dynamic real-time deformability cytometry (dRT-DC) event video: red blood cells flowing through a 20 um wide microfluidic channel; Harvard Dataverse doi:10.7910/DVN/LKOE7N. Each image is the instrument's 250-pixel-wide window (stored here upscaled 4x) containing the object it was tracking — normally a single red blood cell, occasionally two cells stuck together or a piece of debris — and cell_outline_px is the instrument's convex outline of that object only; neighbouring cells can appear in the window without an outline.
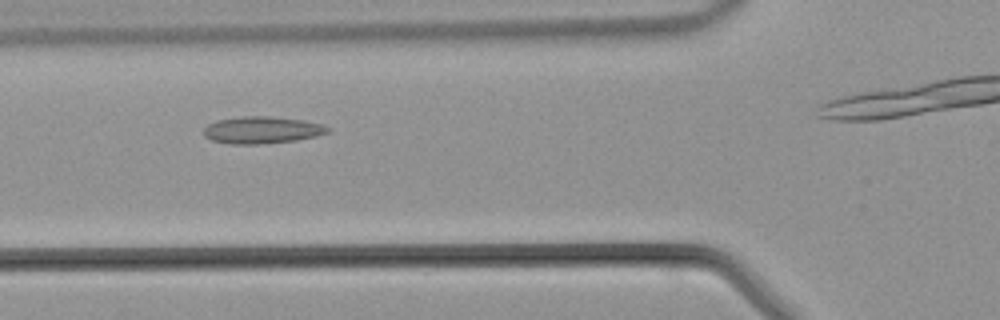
{"species": "common noctule bat (a hibernating species)", "species_latin": "Nyctalus noctula", "temperature_condition": "warm", "stored_images_in_passage": 23, "camera_frame_rate_fps": 3000, "um_per_image_px": 0.085, "animal": {"sex": "male", "body_mass_g": 21.5, "forearm_length_mm": 52.0}, "frame": {"image": 1, "passage_image": 4, "time_ms": 1.0, "image_size_px": [1000, 320], "cell_outline_px": [[332, 128], [328, 132], [316, 136], [296, 140], [260, 144], [228, 144], [212, 140], [204, 136], [204, 128], [208, 124], [216, 120], [240, 116], [272, 116], [304, 120], [320, 124]], "centroid_in_image_um": [22.25, 11.04], "position_along_channel_um": 103.6, "area_um2": 19.65}}
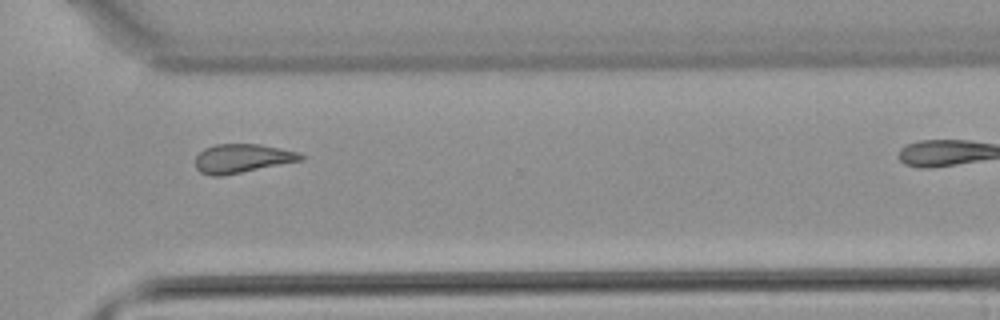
{"frame": {"image": 2, "passage_image": 20, "time_ms": 6.333, "image_size_px": [1000, 320], "cell_outline_px": [[304, 160], [220, 176], [208, 176], [200, 172], [196, 168], [196, 156], [204, 148], [216, 144], [260, 144], [300, 152], [304, 156]], "centroid_in_image_um": [20.59, 13.46], "position_along_channel_um": 350.0, "area_um2": 17.74}}